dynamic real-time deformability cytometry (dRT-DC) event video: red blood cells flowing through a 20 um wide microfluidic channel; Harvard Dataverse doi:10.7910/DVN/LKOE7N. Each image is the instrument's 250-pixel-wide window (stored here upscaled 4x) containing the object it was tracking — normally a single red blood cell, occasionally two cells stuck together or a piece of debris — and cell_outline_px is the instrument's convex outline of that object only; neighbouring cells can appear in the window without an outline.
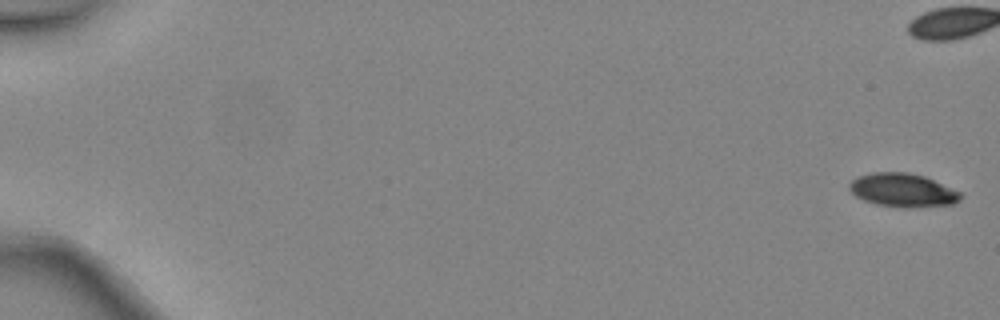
{"species": "common noctule bat (a hibernating species)", "species_latin": "Nyctalus noctula", "temperature_condition": "warm", "stored_images_in_passage": 8, "camera_frame_rate_fps": 3000, "um_per_image_px": 0.085, "animal": {"sex": "female", "body_mass_g": 24.6, "forearm_length_mm": 56.2}, "frame": {"image": 1, "passage_image": 1, "time_ms": 0.0, "image_size_px": [1000, 320], "cell_outline_px": [[964, 196], [960, 200], [952, 204], [908, 208], [904, 208], [876, 204], [864, 200], [856, 196], [848, 188], [848, 184], [852, 180], [860, 176], [872, 172], [908, 172], [924, 176], [960, 192]], "centroid_in_image_um": [76.73, 16.17], "position_along_channel_um": 8.3, "area_um2": 21.68}}
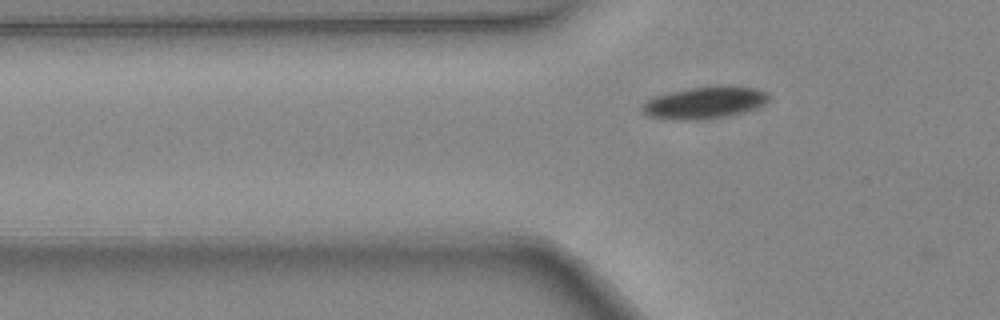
{"frame": {"image": 2, "passage_image": 8, "time_ms": 2.333, "image_size_px": [1000, 320], "cell_outline_px": [[768, 100], [752, 108], [740, 112], [724, 116], [700, 120], [680, 120], [648, 116], [640, 108], [640, 104], [656, 96], [688, 88], [756, 88], [768, 92]], "centroid_in_image_um": [59.79, 8.76], "position_along_channel_um": 66.0, "area_um2": 22.43}}